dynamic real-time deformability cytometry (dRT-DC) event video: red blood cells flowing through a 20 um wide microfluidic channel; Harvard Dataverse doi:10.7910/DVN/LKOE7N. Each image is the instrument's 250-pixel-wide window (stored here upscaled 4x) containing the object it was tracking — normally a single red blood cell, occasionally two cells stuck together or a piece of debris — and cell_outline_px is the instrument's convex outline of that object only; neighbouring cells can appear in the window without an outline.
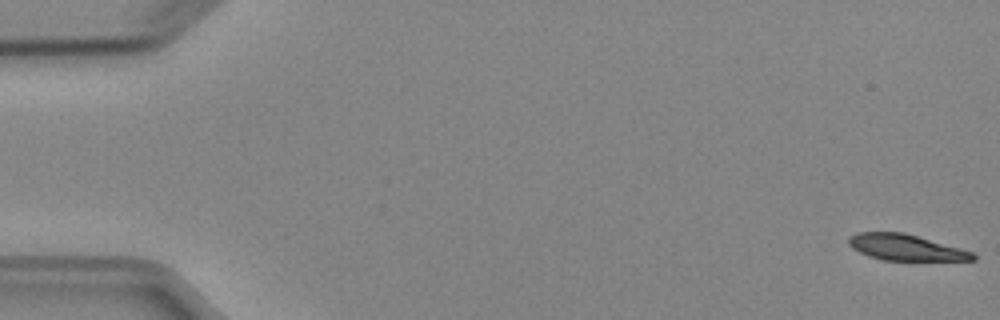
{"species": "Egyptian fruit bat (a non-hibernating species)", "species_latin": "Rousettus aegyptiacus", "temperature_condition": "cold", "stored_images_in_passage": 52, "camera_frame_rate_fps": 3000, "um_per_image_px": 0.085, "animal": {"sex": "female"}, "frame": {"image": 1, "passage_image": 1, "time_ms": 0.0, "image_size_px": [1000, 320], "cell_outline_px": [[976, 260], [884, 260], [868, 256], [852, 248], [848, 244], [848, 236], [856, 232], [904, 232], [960, 248], [972, 252], [976, 256]], "centroid_in_image_um": [76.94, 21.02], "position_along_channel_um": 8.1, "area_um2": 18.79}}
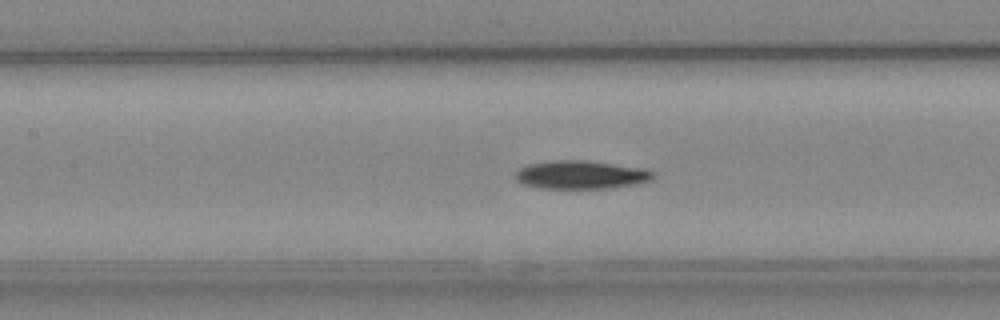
{"frame": {"image": 2, "passage_image": 24, "time_ms": 7.667, "image_size_px": [1000, 320], "cell_outline_px": [[656, 172], [652, 180], [612, 188], [540, 188], [524, 184], [516, 180], [516, 168], [528, 164], [552, 160], [588, 160], [648, 168]], "centroid_in_image_um": [49.41, 14.84], "position_along_channel_um": 158.0, "area_um2": 23.06}}
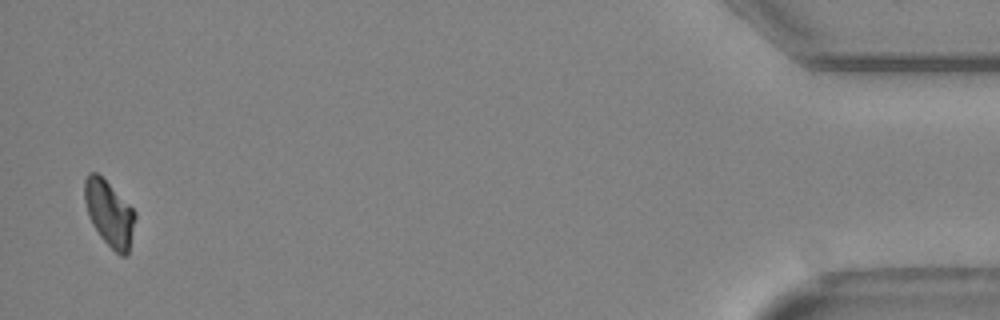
{"frame": {"image": 3, "passage_image": 51, "time_ms": 16.667, "image_size_px": [1000, 320], "cell_outline_px": [[136, 216], [128, 252], [124, 256], [120, 256], [100, 236], [92, 224], [88, 216], [84, 200], [84, 180], [88, 172], [96, 172], [136, 212]], "centroid_in_image_um": [9.26, 18.14], "position_along_channel_um": 425.9, "area_um2": 18.96}, "authors_computed_cell_mechanics": {"area_um2": 20.9525, "velocity_mm_per_s": 3.91, "shape_relaxation_time_tau1_ms": 2.8528, "shape_relaxation_time_tau2_ms": null, "deformation_change_tau1": 0.1052, "deformation_change_tau2": null}}